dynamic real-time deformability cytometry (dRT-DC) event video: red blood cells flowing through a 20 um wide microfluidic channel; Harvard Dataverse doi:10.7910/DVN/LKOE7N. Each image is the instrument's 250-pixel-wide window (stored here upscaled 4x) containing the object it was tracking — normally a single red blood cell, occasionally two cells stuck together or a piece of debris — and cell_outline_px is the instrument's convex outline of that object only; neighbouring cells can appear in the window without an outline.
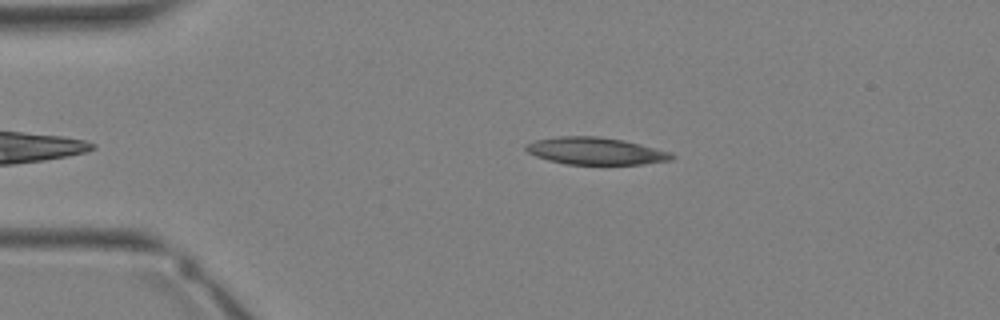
{"species": "Egyptian fruit bat (a non-hibernating species)", "species_latin": "Rousettus aegyptiacus", "temperature_condition": "warm", "stored_images_in_passage": 27, "camera_frame_rate_fps": 3000, "um_per_image_px": 0.085, "animal": {"sex": "female"}, "frame": {"image": 1, "passage_image": 4, "time_ms": 1.0, "image_size_px": [1000, 320], "cell_outline_px": [[676, 156], [672, 160], [644, 164], [564, 164], [548, 160], [536, 156], [528, 152], [524, 148], [528, 144], [536, 140], [560, 136], [596, 136], [624, 140], [672, 152]], "centroid_in_image_um": [50.67, 12.84], "position_along_channel_um": 34.3, "area_um2": 23.06}}
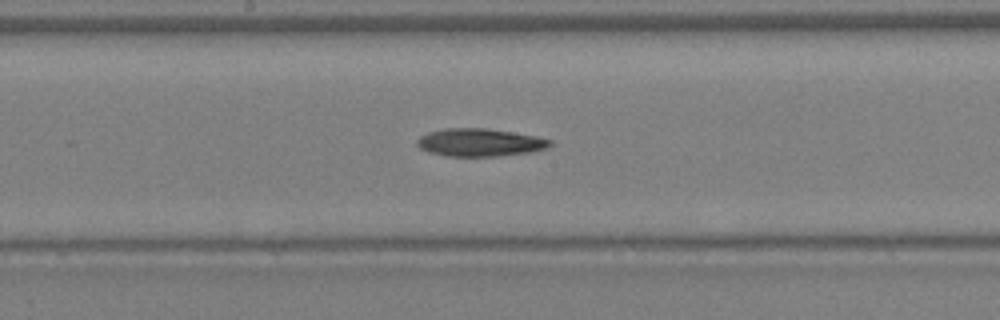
{"frame": {"image": 2, "passage_image": 15, "time_ms": 4.667, "image_size_px": [1000, 320], "cell_outline_px": [[552, 144], [548, 148], [532, 152], [496, 156], [448, 156], [432, 152], [420, 148], [416, 144], [416, 140], [420, 136], [428, 132], [444, 128], [484, 128], [512, 132], [536, 136], [552, 140]], "centroid_in_image_um": [40.8, 12.1], "position_along_channel_um": 207.4, "area_um2": 21.5}}
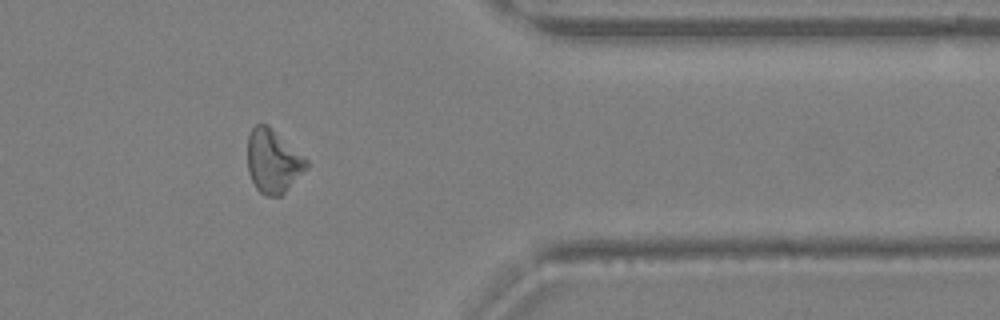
{"frame": {"image": 3, "passage_image": 25, "time_ms": 8.0, "image_size_px": [1000, 320], "cell_outline_px": [[308, 164], [284, 192], [280, 196], [268, 196], [260, 192], [256, 188], [248, 172], [248, 136], [252, 128], [256, 124], [268, 124], [304, 156], [308, 160]], "centroid_in_image_um": [23.18, 13.67], "position_along_channel_um": 388.2, "area_um2": 21.39}}